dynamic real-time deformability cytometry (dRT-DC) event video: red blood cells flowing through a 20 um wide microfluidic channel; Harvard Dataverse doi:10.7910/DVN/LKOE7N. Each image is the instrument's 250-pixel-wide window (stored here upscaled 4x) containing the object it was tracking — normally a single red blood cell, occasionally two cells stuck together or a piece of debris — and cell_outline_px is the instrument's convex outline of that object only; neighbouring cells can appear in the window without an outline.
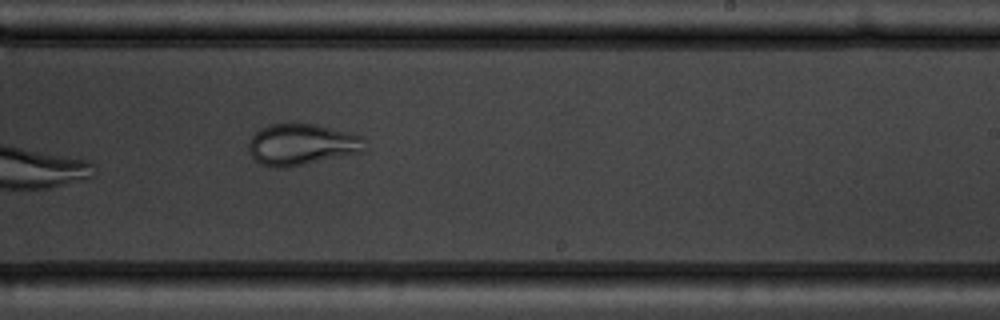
{"species": "common noctule bat (a hibernating species)", "species_latin": "Nyctalus noctula", "temperature_condition": "warm", "stored_images_in_passage": 9, "camera_frame_rate_fps": 3000, "um_per_image_px": 0.085, "animal": {"sex": "male", "body_mass_g": 19.5, "forearm_length_mm": 54.6}, "frame": {"image": 1, "passage_image": 9, "time_ms": 10.0, "image_size_px": [1000, 320], "cell_outline_px": [[364, 140], [360, 152], [288, 168], [276, 168], [260, 164], [252, 156], [248, 148], [248, 144], [252, 136], [260, 128], [268, 124], [316, 124], [364, 136]], "centroid_in_image_um": [25.6, 12.28], "position_along_channel_um": 263.4, "area_um2": 27.8}}